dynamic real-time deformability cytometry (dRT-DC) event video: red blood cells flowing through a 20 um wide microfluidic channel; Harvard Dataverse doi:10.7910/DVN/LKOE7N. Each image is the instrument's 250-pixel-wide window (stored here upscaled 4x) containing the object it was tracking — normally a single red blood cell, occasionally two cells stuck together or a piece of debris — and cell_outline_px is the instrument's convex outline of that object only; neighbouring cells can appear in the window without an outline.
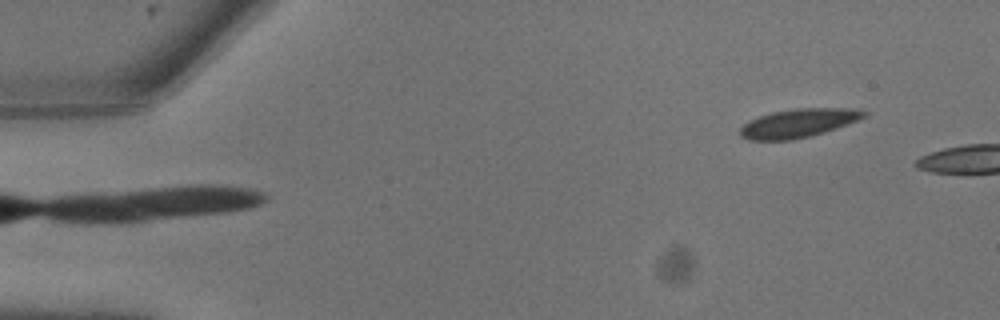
{"species": "common noctule bat (a hibernating species)", "species_latin": "Nyctalus noctula", "temperature_condition": "warm", "stored_images_in_passage": 8, "camera_frame_rate_fps": 3000, "um_per_image_px": 0.085, "animal": {"sex": "male", "body_mass_g": 13.3}, "frame": {"image": 1, "passage_image": 8, "time_ms": 2.333, "image_size_px": [1000, 320], "cell_outline_px": [[868, 116], [848, 124], [812, 136], [792, 140], [748, 140], [740, 136], [740, 128], [748, 120], [772, 112], [796, 108], [852, 108], [868, 112]], "centroid_in_image_um": [67.87, 10.47], "position_along_channel_um": 17.1, "area_um2": 20.81}}